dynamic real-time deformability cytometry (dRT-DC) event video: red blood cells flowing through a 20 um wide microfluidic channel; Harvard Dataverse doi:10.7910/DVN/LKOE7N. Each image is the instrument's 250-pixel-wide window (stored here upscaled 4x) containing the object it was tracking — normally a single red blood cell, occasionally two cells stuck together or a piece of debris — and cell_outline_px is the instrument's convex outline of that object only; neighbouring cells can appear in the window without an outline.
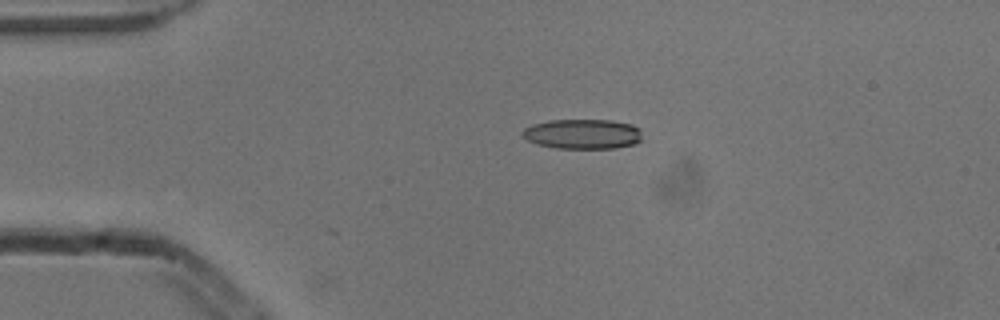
{"species": "common noctule bat (a hibernating species)", "species_latin": "Nyctalus noctula", "temperature_condition": "cold", "stored_images_in_passage": 3, "camera_frame_rate_fps": 3000, "um_per_image_px": 0.085, "animal": {"sex": "male", "body_mass_g": 13.3}, "frame": {"image": 1, "passage_image": 1, "time_ms": 0.0, "image_size_px": [1000, 320], "cell_outline_px": [[640, 140], [636, 144], [616, 148], [556, 148], [536, 144], [528, 140], [520, 132], [524, 128], [532, 124], [548, 120], [612, 120], [632, 124], [640, 128]], "centroid_in_image_um": [49.52, 11.38], "position_along_channel_um": 35.5, "area_um2": 20.98}}
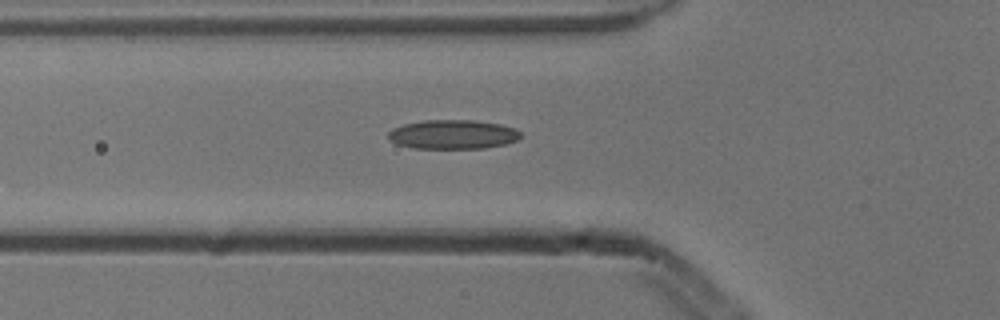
{"frame": {"image": 2, "passage_image": 3, "time_ms": 0.667, "image_size_px": [1000, 320], "cell_outline_px": [[520, 136], [516, 140], [504, 144], [484, 148], [416, 148], [396, 144], [388, 136], [388, 132], [392, 128], [404, 124], [424, 120], [472, 120], [500, 124], [516, 128], [520, 132]], "centroid_in_image_um": [38.49, 11.42], "position_along_channel_um": 87.3, "area_um2": 22.37}}